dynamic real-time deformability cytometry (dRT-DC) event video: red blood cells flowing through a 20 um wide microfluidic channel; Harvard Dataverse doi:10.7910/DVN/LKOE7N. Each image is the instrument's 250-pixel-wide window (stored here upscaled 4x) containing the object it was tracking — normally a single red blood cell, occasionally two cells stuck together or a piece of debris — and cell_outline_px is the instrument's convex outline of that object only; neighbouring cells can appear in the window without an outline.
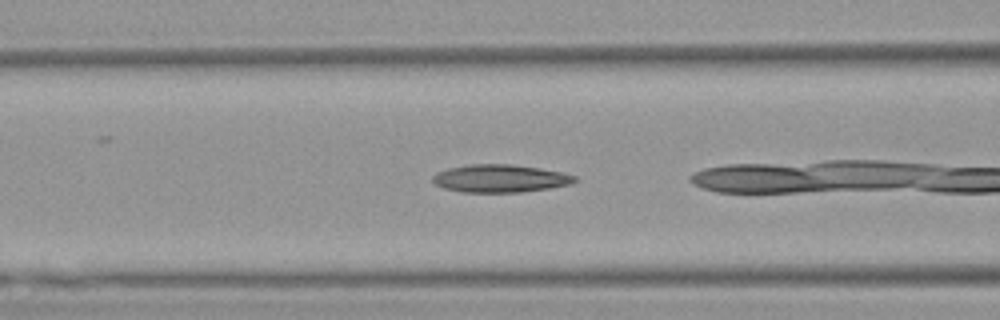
{"species": "Egyptian fruit bat (a non-hibernating species)", "species_latin": "Rousettus aegyptiacus", "temperature_condition": "warm", "stored_images_in_passage": 26, "camera_frame_rate_fps": 3000, "um_per_image_px": 0.085, "animal": {"sex": "female"}, "frame": {"image": 1, "passage_image": 18, "time_ms": 5.667, "image_size_px": [1000, 320], "cell_outline_px": [[576, 180], [568, 184], [548, 188], [520, 192], [464, 192], [444, 188], [432, 184], [432, 176], [436, 172], [448, 168], [472, 164], [512, 164], [540, 168], [564, 172], [576, 176]], "centroid_in_image_um": [42.47, 15.16], "position_along_channel_um": 124.1, "area_um2": 23.0}}
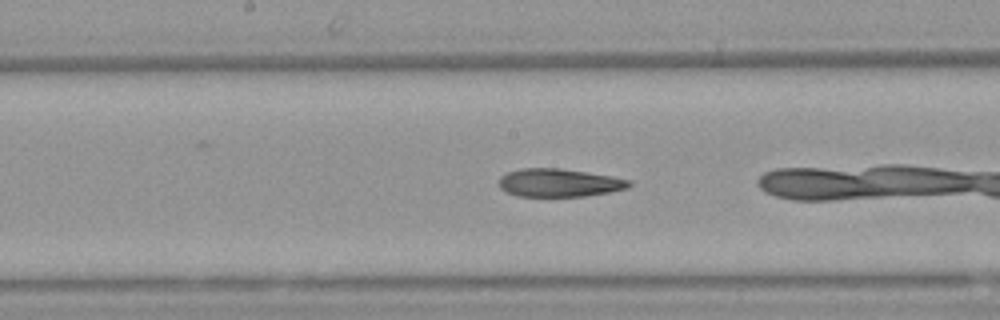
{"frame": {"image": 2, "passage_image": 24, "time_ms": 7.667, "image_size_px": [1000, 320], "cell_outline_px": [[632, 184], [628, 188], [608, 192], [584, 196], [516, 196], [504, 192], [500, 188], [500, 176], [508, 172], [524, 168], [560, 168], [612, 176], [632, 180]], "centroid_in_image_um": [47.53, 15.53], "position_along_channel_um": 200.7, "area_um2": 21.33}}